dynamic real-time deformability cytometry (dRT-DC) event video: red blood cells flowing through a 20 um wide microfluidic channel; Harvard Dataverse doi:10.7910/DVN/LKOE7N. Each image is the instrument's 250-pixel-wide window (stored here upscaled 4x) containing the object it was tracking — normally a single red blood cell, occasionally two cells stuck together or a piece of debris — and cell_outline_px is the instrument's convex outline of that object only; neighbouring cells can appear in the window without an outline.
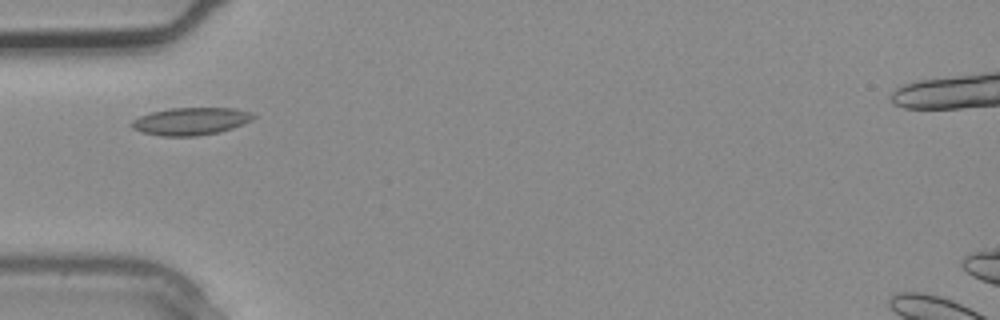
{"species": "common noctule bat (a hibernating species)", "species_latin": "Nyctalus noctula", "temperature_condition": "warm", "stored_images_in_passage": 4, "camera_frame_rate_fps": 3000, "um_per_image_px": 0.085, "animal": {"sex": "male", "body_mass_g": 20.4}, "frame": {"image": 1, "passage_image": 4, "time_ms": 1.0, "image_size_px": [1000, 320], "cell_outline_px": [[256, 116], [252, 120], [232, 128], [220, 132], [196, 136], [160, 136], [144, 132], [132, 128], [128, 124], [132, 120], [140, 116], [152, 112], [172, 108], [232, 108], [252, 112]], "centroid_in_image_um": [16.21, 10.31], "position_along_channel_um": 68.8, "area_um2": 19.48}}